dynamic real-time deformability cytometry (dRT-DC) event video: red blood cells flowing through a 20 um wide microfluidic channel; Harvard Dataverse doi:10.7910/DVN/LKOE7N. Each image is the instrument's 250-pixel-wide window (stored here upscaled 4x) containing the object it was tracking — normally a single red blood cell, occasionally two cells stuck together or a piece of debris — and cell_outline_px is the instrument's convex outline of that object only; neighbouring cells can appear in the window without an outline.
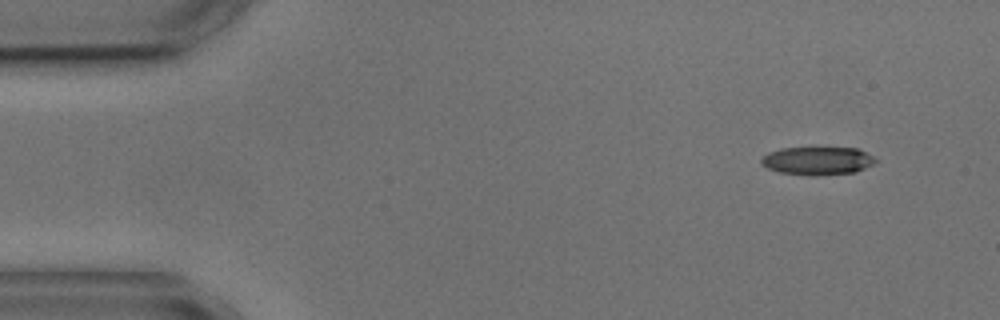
{"species": "common noctule bat (a hibernating species)", "species_latin": "Nyctalus noctula", "temperature_condition": "cold", "stored_images_in_passage": 4, "camera_frame_rate_fps": 3000, "um_per_image_px": 0.085, "animal": {"sex": "male", "body_mass_g": 17.9, "forearm_length_mm": 54.2}, "frame": {"image": 1, "passage_image": 1, "time_ms": 0.0, "image_size_px": [1000, 320], "cell_outline_px": [[876, 160], [872, 164], [856, 172], [812, 176], [780, 172], [768, 168], [760, 164], [760, 160], [768, 152], [780, 148], [816, 144], [860, 148], [872, 156]], "centroid_in_image_um": [69.47, 13.59], "position_along_channel_um": 15.5, "area_um2": 19.83}}
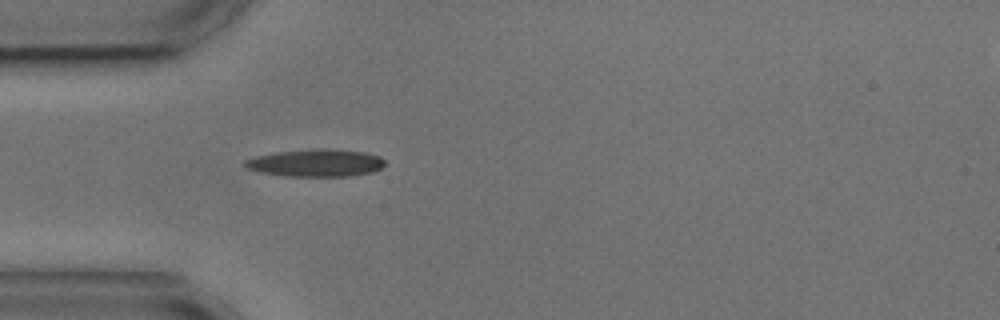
{"frame": {"image": 2, "passage_image": 4, "time_ms": 3.667, "image_size_px": [1000, 320], "cell_outline_px": [[384, 164], [380, 168], [372, 172], [352, 176], [284, 176], [260, 172], [248, 168], [244, 164], [244, 160], [256, 156], [276, 152], [364, 152], [380, 156], [384, 160]], "centroid_in_image_um": [26.83, 13.91], "position_along_channel_um": 58.2, "area_um2": 20.98}}